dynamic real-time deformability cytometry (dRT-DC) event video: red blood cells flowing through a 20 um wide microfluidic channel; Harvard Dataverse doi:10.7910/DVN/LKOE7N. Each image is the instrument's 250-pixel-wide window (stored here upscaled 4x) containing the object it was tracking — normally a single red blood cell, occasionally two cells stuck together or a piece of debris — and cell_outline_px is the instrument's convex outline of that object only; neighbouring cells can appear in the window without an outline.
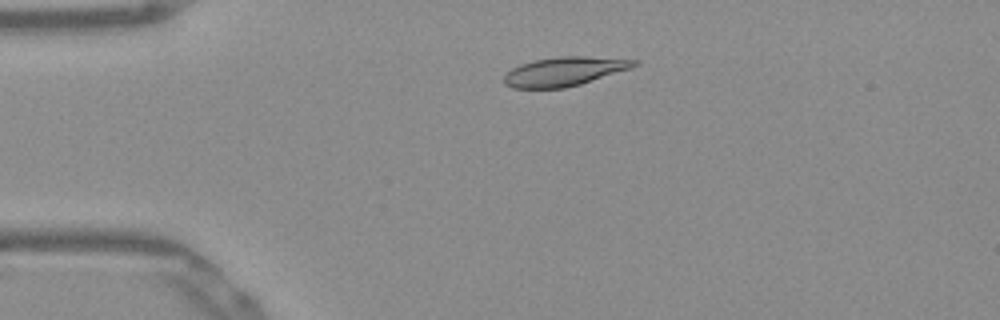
{"species": "Egyptian fruit bat (a non-hibernating species)", "species_latin": "Rousettus aegyptiacus", "temperature_condition": "warm", "stored_images_in_passage": 50, "camera_frame_rate_fps": 3000, "um_per_image_px": 0.085, "frame": {"image": 1, "passage_image": 9, "time_ms": 2.667, "image_size_px": [1000, 320], "cell_outline_px": [[640, 60], [632, 68], [580, 84], [564, 88], [512, 88], [504, 84], [504, 76], [512, 68], [520, 64], [536, 60], [560, 56], [584, 56]], "centroid_in_image_um": [47.96, 6.07], "position_along_channel_um": 37.0, "area_um2": 21.85}}
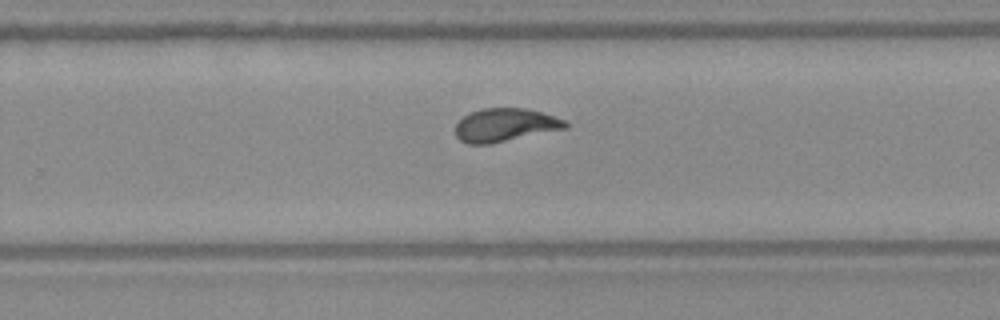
{"frame": {"image": 2, "passage_image": 31, "time_ms": 10.0, "image_size_px": [1000, 320], "cell_outline_px": [[568, 128], [488, 144], [468, 144], [460, 140], [456, 136], [456, 124], [468, 112], [484, 108], [528, 108], [564, 120], [568, 124]], "centroid_in_image_um": [42.91, 10.62], "position_along_channel_um": 286.9, "area_um2": 21.15}}
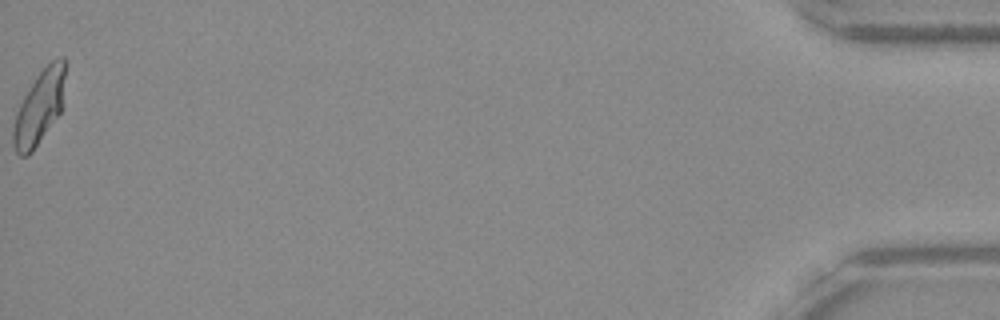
{"frame": {"image": 3, "passage_image": 50, "time_ms": 16.333, "image_size_px": [1000, 320], "cell_outline_px": [[64, 76], [60, 112], [32, 152], [28, 156], [20, 156], [16, 152], [12, 144], [12, 128], [16, 112], [24, 96], [36, 76], [52, 60], [60, 56], [64, 56]], "centroid_in_image_um": [3.29, 9.17], "position_along_channel_um": 431.9, "area_um2": 21.85}, "authors_computed_cell_mechanics": {"area_um2": 21.386, "velocity_mm_per_s": 3.8699, "shape_relaxation_time_tau1_ms": 4.9038, "shape_relaxation_time_tau2_ms": 0.6877, "deformation_change_tau1": 0.2117, "deformation_change_tau2": 0.056}}